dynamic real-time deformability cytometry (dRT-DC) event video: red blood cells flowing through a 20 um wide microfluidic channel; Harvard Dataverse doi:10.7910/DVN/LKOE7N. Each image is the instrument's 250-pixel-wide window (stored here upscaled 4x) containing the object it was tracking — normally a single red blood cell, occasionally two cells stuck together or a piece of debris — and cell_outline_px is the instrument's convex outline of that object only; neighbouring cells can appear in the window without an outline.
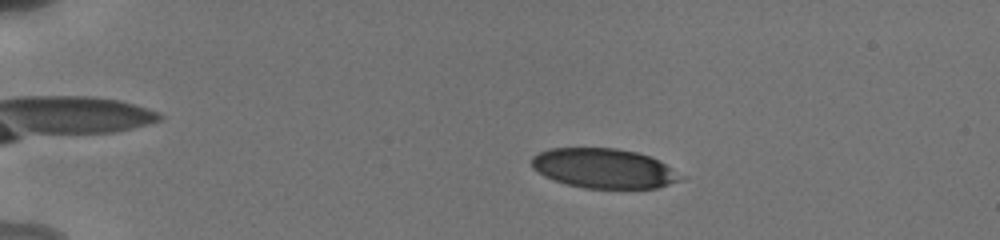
{"species": "human", "species_latin": "Homo sapiens", "temperature_condition": "cold", "stored_images_in_passage": 49, "camera_frame_rate_fps": 3000, "um_per_image_px": 0.085, "donor": {"sex": "male"}, "frame": {"image": 1, "passage_image": 11, "time_ms": 3.667, "image_size_px": [1000, 240], "cell_outline_px": [[688, 176], [680, 180], [656, 188], [584, 188], [568, 184], [544, 176], [532, 168], [532, 156], [540, 152], [552, 148], [616, 148], [636, 152], [652, 156]], "centroid_in_image_um": [51.39, 14.31], "position_along_channel_um": 33.6, "area_um2": 34.62}}
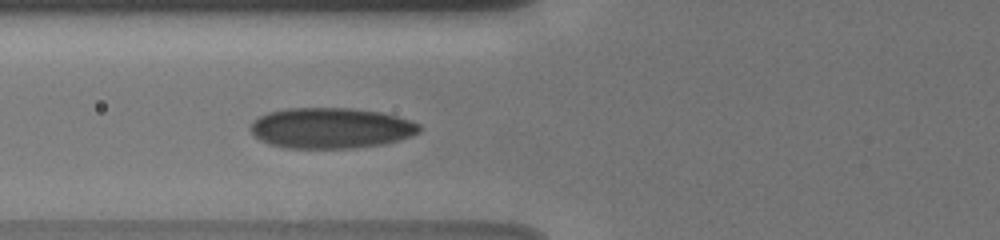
{"frame": {"image": 2, "passage_image": 20, "time_ms": 7.333, "image_size_px": [1000, 240], "cell_outline_px": [[420, 132], [412, 136], [380, 144], [352, 148], [288, 148], [268, 144], [260, 140], [252, 132], [252, 120], [268, 112], [284, 108], [352, 108], [380, 112], [396, 116], [420, 124]], "centroid_in_image_um": [28.1, 10.88], "position_along_channel_um": 97.7, "area_um2": 39.82}}
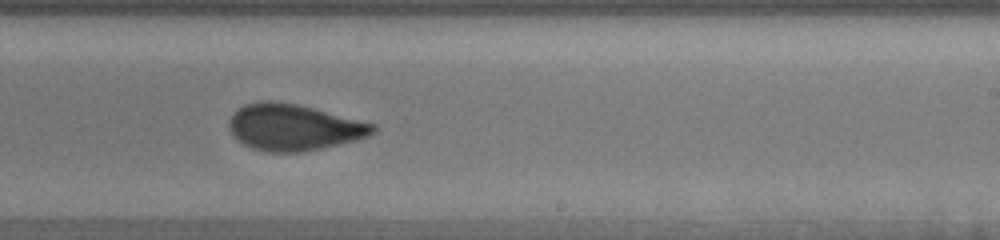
{"frame": {"image": 3, "passage_image": 32, "time_ms": 11.667, "image_size_px": [1000, 240], "cell_outline_px": [[376, 132], [368, 136], [356, 140], [304, 152], [268, 152], [252, 148], [236, 140], [228, 128], [228, 120], [236, 108], [244, 104], [260, 100], [272, 100], [296, 104], [376, 124]], "centroid_in_image_um": [24.92, 10.81], "position_along_channel_um": 264.1, "area_um2": 39.07}, "authors_computed_cell_mechanics": {"area_um2": 37.5122, "velocity_mm_per_s": 3.8438, "shape_relaxation_time_tau1_ms": 6.4321, "shape_relaxation_time_tau2_ms": 1.0905, "deformation_change_tau1": 0.1638, "deformation_change_tau2": 0.0727}}